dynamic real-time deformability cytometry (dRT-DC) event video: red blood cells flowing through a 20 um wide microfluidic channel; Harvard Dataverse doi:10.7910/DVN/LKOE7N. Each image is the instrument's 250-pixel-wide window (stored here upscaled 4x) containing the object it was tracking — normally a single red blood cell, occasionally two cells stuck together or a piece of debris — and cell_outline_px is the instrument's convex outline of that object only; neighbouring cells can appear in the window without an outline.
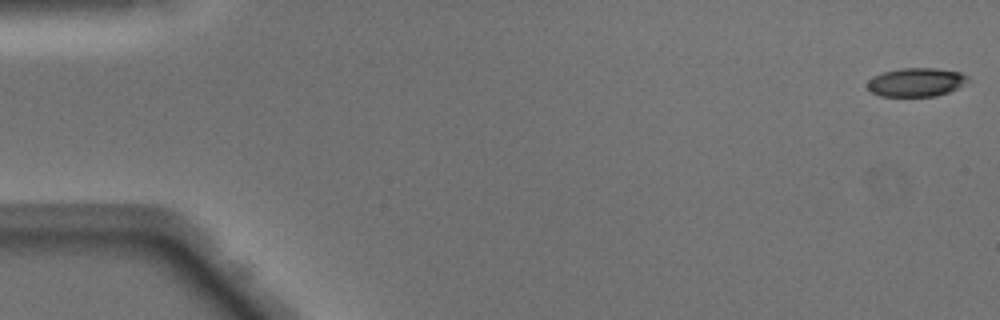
{"species": "Egyptian fruit bat (a non-hibernating species)", "species_latin": "Rousettus aegyptiacus", "temperature_condition": "warm", "stored_images_in_passage": 8, "camera_frame_rate_fps": 3000, "um_per_image_px": 0.085, "animal": {"sex": "male"}, "frame": {"image": 1, "passage_image": 1, "time_ms": 0.0, "image_size_px": [1000, 320], "cell_outline_px": [[968, 80], [956, 88], [948, 92], [936, 96], [880, 96], [872, 92], [868, 88], [868, 80], [884, 72], [900, 68], [936, 68], [960, 72], [968, 76]], "centroid_in_image_um": [77.87, 6.98], "position_along_channel_um": 7.1, "area_um2": 16.53}}